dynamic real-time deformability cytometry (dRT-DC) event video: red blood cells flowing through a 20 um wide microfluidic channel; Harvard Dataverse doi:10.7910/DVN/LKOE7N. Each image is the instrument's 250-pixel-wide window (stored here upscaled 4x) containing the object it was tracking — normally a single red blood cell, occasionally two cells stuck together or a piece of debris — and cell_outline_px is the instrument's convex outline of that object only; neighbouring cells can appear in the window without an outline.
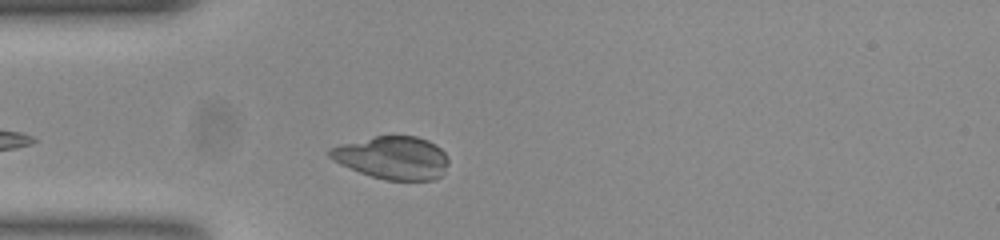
{"species": "common noctule bat (a hibernating species)", "species_latin": "Nyctalus noctula", "temperature_condition": "room temperature", "stored_images_in_passage": 28, "camera_frame_rate_fps": 3000, "um_per_image_px": 0.085, "animal": {"sex": "female", "body_mass_g": 23.0, "forearm_length_mm": 53.4}, "frame": {"image": 1, "passage_image": 4, "time_ms": 1.0, "image_size_px": [1000, 240], "cell_outline_px": [[448, 164], [440, 176], [432, 180], [384, 180], [360, 172], [340, 164], [328, 156], [328, 148], [340, 144], [376, 136], [416, 136], [428, 140], [436, 144], [448, 156]], "centroid_in_image_um": [33.36, 13.4], "position_along_channel_um": 51.6, "area_um2": 29.65}}
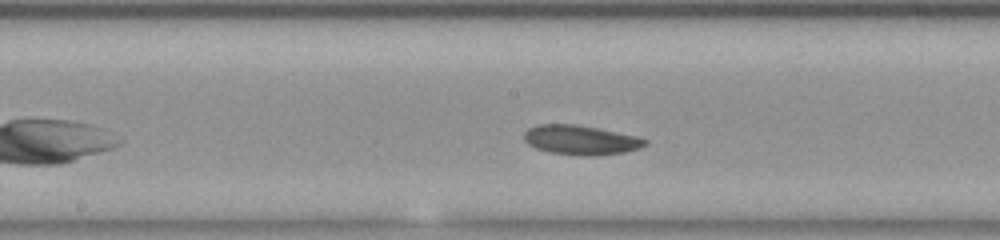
{"frame": {"image": 2, "passage_image": 13, "time_ms": 4.0, "image_size_px": [1000, 240], "cell_outline_px": [[648, 144], [640, 148], [624, 152], [592, 156], [548, 152], [536, 148], [528, 144], [524, 140], [524, 132], [528, 128], [540, 124], [576, 124], [636, 136], [648, 140]], "centroid_in_image_um": [49.35, 11.9], "position_along_channel_um": 198.8, "area_um2": 20.63}}
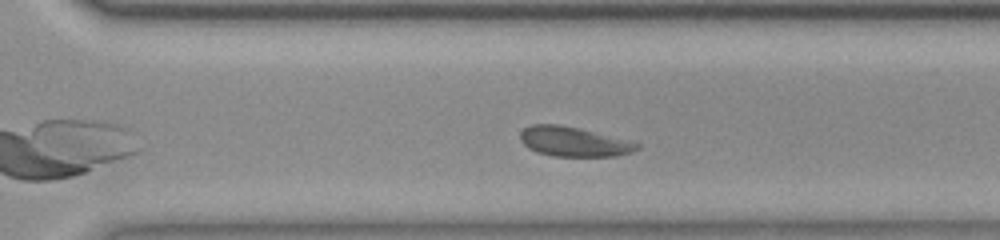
{"frame": {"image": 3, "passage_image": 23, "time_ms": 7.333, "image_size_px": [1000, 240], "cell_outline_px": [[640, 148], [632, 152], [616, 156], [552, 156], [536, 152], [528, 148], [520, 140], [520, 132], [524, 128], [532, 124], [560, 124], [580, 128], [640, 144]], "centroid_in_image_um": [48.72, 12.04], "position_along_channel_um": 321.9, "area_um2": 20.11}, "authors_computed_cell_mechanics": {"area_um2": 20.3167, "velocity_mm_per_s": 3.6845, "shape_relaxation_time_tau1_ms": 4.3079, "shape_relaxation_time_tau2_ms": 3.8269, "deformation_change_tau1": 0.0738, "deformation_change_tau2": 0.0728}}